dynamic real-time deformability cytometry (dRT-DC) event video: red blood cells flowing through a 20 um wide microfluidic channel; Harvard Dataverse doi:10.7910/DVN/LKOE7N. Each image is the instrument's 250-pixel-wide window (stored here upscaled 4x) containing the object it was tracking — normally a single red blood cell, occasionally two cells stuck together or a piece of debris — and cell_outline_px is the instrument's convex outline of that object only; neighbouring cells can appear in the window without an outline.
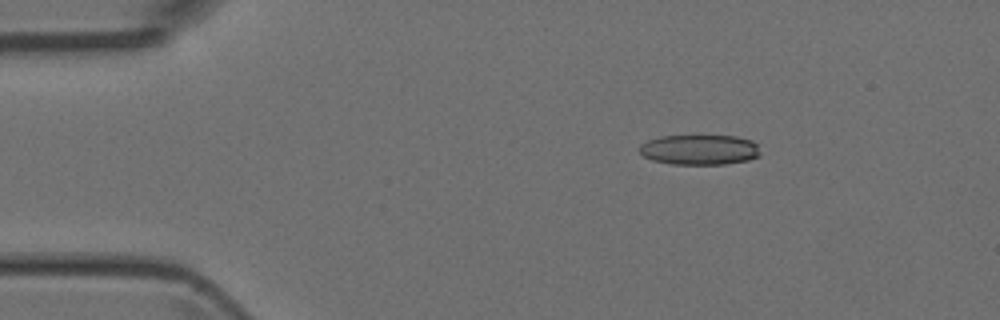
{"species": "Egyptian fruit bat (a non-hibernating species)", "species_latin": "Rousettus aegyptiacus", "temperature_condition": "room temperature", "stored_images_in_passage": 3, "camera_frame_rate_fps": 3000, "um_per_image_px": 0.085, "animal": {"sex": "female"}, "frame": {"image": 1, "passage_image": 1, "time_ms": 0.0, "image_size_px": [1000, 320], "cell_outline_px": [[760, 156], [748, 160], [724, 164], [672, 164], [652, 160], [644, 156], [640, 152], [640, 144], [648, 140], [660, 136], [736, 136], [752, 140], [756, 144]], "centroid_in_image_um": [59.45, 12.72], "position_along_channel_um": 25.5, "area_um2": 21.15}}
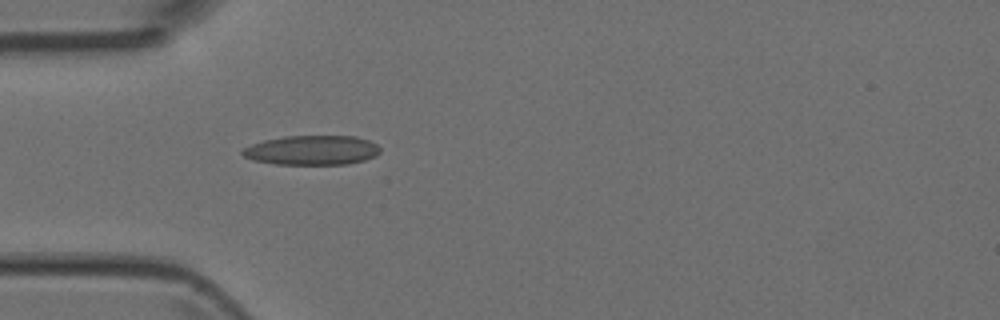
{"frame": {"image": 2, "passage_image": 3, "time_ms": 2.333, "image_size_px": [1000, 320], "cell_outline_px": [[380, 152], [376, 156], [364, 160], [344, 164], [276, 164], [252, 160], [244, 156], [240, 152], [244, 148], [252, 144], [264, 140], [284, 136], [356, 136], [368, 140], [376, 144], [380, 148]], "centroid_in_image_um": [26.51, 12.76], "position_along_channel_um": 58.5, "area_um2": 23.64}}